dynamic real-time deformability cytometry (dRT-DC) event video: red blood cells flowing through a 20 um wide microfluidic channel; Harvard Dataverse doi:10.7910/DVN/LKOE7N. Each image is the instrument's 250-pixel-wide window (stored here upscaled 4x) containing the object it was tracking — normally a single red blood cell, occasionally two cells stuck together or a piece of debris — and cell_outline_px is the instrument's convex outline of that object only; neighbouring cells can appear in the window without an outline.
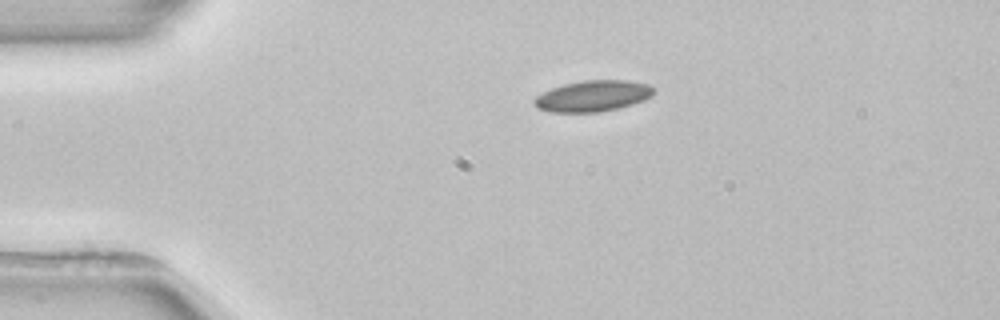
{"species": "common noctule bat (a hibernating species)", "species_latin": "Nyctalus noctula", "temperature_condition": "room temperature", "stored_images_in_passage": 3, "camera_frame_rate_fps": 3000, "um_per_image_px": 0.085, "animal": {"sex": "female", "body_mass_g": 22.7, "forearm_length_mm": 54.2}, "frame": {"image": 1, "passage_image": 1, "time_ms": 0.0, "image_size_px": [1000, 320], "cell_outline_px": [[656, 92], [652, 96], [632, 104], [620, 108], [600, 112], [552, 112], [536, 108], [532, 104], [532, 100], [536, 96], [552, 88], [564, 84], [584, 80], [628, 80], [648, 84], [656, 88]], "centroid_in_image_um": [50.4, 8.16], "position_along_channel_um": 34.6, "area_um2": 21.85}}